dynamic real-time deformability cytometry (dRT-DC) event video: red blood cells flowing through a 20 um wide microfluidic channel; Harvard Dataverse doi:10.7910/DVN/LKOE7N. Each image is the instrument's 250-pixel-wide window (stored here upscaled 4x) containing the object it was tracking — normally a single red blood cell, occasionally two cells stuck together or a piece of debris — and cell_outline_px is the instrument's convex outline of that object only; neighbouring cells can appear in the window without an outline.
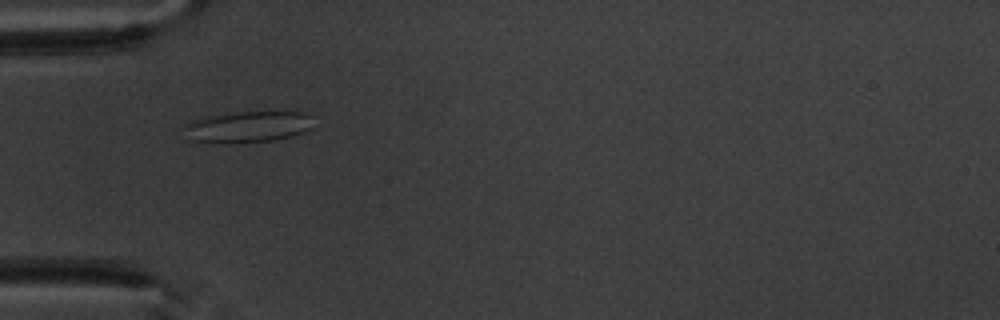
{"species": "common noctule bat (a hibernating species)", "species_latin": "Nyctalus noctula", "temperature_condition": "warm", "stored_images_in_passage": 7, "camera_frame_rate_fps": 3000, "um_per_image_px": 0.085, "animal": {"sex": "male", "body_mass_g": 20.1, "forearm_length_mm": 53.5}, "frame": {"image": 1, "passage_image": 5, "time_ms": 4.667, "image_size_px": [1000, 320], "cell_outline_px": [[316, 116], [312, 128], [304, 132], [292, 136], [272, 140], [192, 140], [180, 128], [184, 124], [192, 120], [208, 116], [236, 112], [304, 112]], "centroid_in_image_um": [21.17, 10.71], "position_along_channel_um": 63.8, "area_um2": 22.83}}
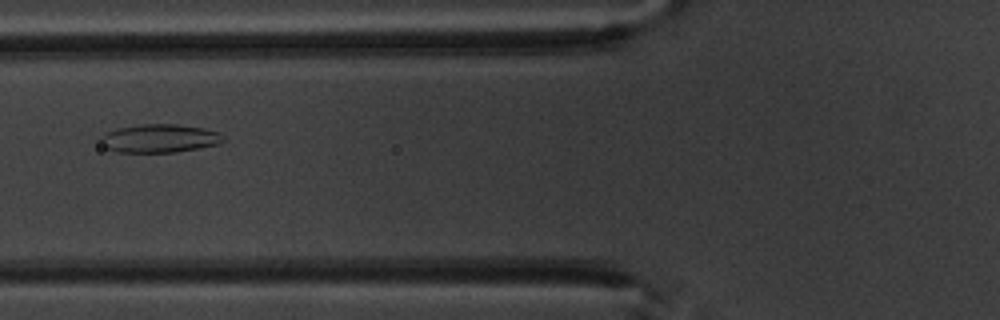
{"frame": {"image": 2, "passage_image": 6, "time_ms": 6.0, "image_size_px": [1000, 320], "cell_outline_px": [[224, 140], [220, 144], [176, 152], [116, 152], [100, 148], [100, 136], [116, 128], [140, 124], [176, 124], [204, 128], [220, 132], [224, 136]], "centroid_in_image_um": [13.52, 11.77], "position_along_channel_um": 112.3, "area_um2": 20.63}}